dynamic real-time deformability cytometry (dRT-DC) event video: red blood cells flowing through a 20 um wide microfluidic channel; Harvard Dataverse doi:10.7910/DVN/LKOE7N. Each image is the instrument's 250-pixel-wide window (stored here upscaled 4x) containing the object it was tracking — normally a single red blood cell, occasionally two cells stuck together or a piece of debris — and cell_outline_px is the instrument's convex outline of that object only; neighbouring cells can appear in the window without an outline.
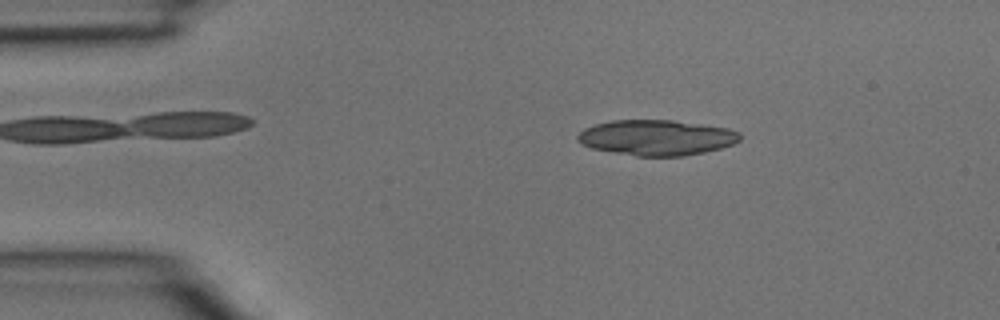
{"species": "common noctule bat (a hibernating species)", "species_latin": "Nyctalus noctula", "temperature_condition": "room temperature", "stored_images_in_passage": 4, "camera_frame_rate_fps": 3000, "um_per_image_px": 0.085, "animal": {"sex": "male", "body_mass_g": 15.6}, "frame": {"image": 1, "passage_image": 4, "time_ms": 1.0, "image_size_px": [1000, 320], "cell_outline_px": [[740, 140], [732, 144], [720, 148], [704, 152], [680, 156], [636, 156], [612, 152], [592, 148], [576, 140], [576, 136], [584, 128], [596, 124], [612, 120], [672, 120], [728, 128], [740, 132]], "centroid_in_image_um": [55.79, 11.69], "position_along_channel_um": 29.2, "area_um2": 33.41}}